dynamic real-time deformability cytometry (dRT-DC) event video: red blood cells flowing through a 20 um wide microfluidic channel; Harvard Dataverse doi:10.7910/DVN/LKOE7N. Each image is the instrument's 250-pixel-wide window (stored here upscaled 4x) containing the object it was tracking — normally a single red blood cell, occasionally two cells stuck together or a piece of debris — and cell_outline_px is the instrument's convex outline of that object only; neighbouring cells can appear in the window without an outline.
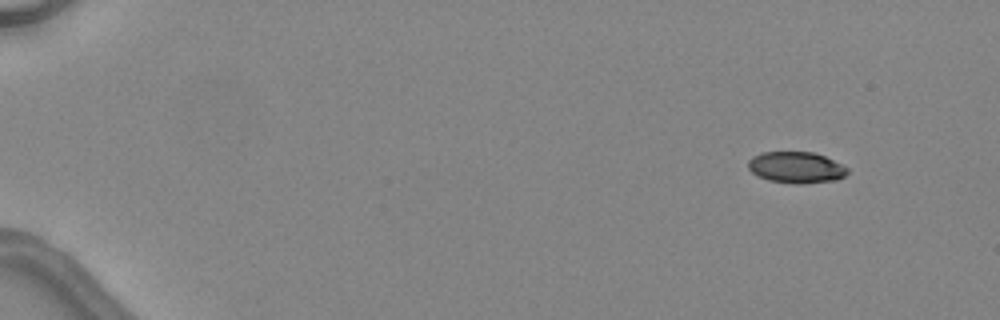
{"species": "common noctule bat (a hibernating species)", "species_latin": "Nyctalus noctula", "temperature_condition": "warm", "stored_images_in_passage": 5, "camera_frame_rate_fps": 3000, "um_per_image_px": 0.085, "animal": {"sex": "female", "body_mass_g": 24.6, "forearm_length_mm": 56.2}, "frame": {"image": 1, "passage_image": 1, "time_ms": 0.0, "image_size_px": [1000, 320], "cell_outline_px": [[848, 172], [844, 176], [836, 180], [800, 184], [792, 184], [768, 180], [756, 176], [748, 168], [748, 160], [752, 156], [764, 152], [812, 152], [824, 156], [848, 168]], "centroid_in_image_um": [67.64, 14.24], "position_along_channel_um": 17.4, "area_um2": 18.15}}
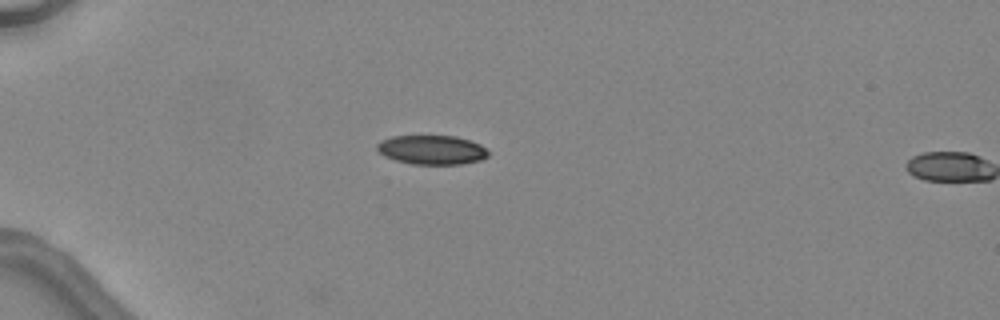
{"frame": {"image": 2, "passage_image": 4, "time_ms": 3.333, "image_size_px": [1000, 320], "cell_outline_px": [[488, 156], [480, 160], [460, 164], [412, 164], [396, 160], [384, 156], [376, 152], [376, 144], [380, 140], [392, 136], [456, 136], [480, 144], [488, 148]], "centroid_in_image_um": [36.67, 12.73], "position_along_channel_um": 48.3, "area_um2": 19.07}}